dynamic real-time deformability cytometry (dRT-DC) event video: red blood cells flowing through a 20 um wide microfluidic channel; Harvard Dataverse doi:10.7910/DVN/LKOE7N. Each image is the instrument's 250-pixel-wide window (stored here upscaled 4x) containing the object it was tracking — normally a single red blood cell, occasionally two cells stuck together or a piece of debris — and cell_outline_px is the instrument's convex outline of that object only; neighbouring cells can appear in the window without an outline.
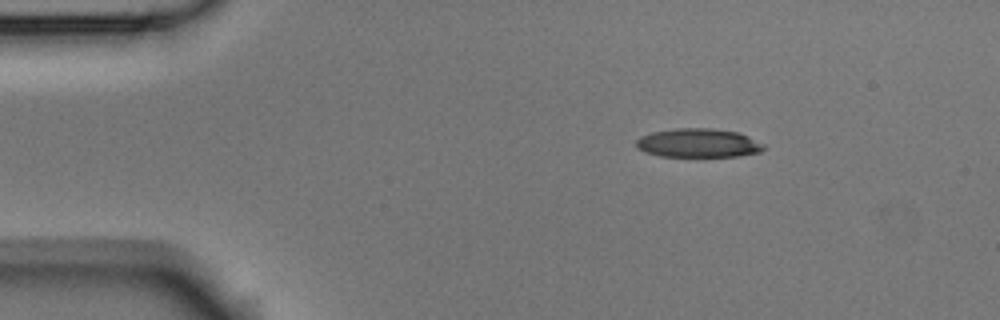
{"species": "Egyptian fruit bat (a non-hibernating species)", "species_latin": "Rousettus aegyptiacus", "temperature_condition": "room temperature", "stored_images_in_passage": 3, "segment_of_instrument_passage": [1, 2], "camera_frame_rate_fps": 3000, "um_per_image_px": 0.085, "animal": {"sex": "male"}, "frame": {"image": 1, "passage_image": 1, "time_ms": 0.0, "image_size_px": [1000, 320], "cell_outline_px": [[764, 148], [760, 152], [740, 156], [660, 156], [644, 152], [636, 148], [636, 140], [640, 136], [652, 132], [676, 128], [712, 128], [736, 132], [748, 136], [764, 144]], "centroid_in_image_um": [59.33, 12.15], "position_along_channel_um": 25.7, "area_um2": 21.44}}